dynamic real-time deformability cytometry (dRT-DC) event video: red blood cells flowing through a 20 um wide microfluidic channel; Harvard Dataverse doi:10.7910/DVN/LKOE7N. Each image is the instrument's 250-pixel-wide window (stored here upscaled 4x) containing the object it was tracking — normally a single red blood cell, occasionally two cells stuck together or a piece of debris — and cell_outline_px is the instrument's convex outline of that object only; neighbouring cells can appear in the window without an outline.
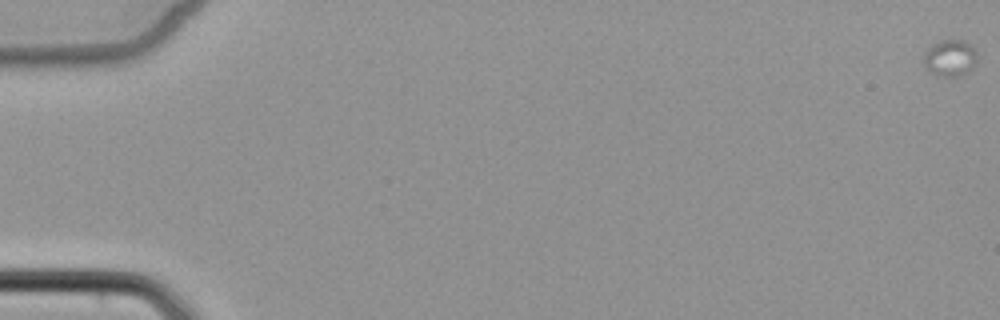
{"species": "common noctule bat (a hibernating species)", "species_latin": "Nyctalus noctula", "temperature_condition": "cold", "stored_images_in_passage": 4, "camera_frame_rate_fps": 3000, "um_per_image_px": 0.085, "animal": {"sex": "female", "body_mass_g": 22.7, "forearm_length_mm": 54.2}, "frame": {"image": 1, "passage_image": 1, "time_ms": 0.0, "image_size_px": [1000, 320], "cell_outline_px": [[976, 60], [972, 68], [968, 72], [960, 76], [936, 76], [928, 68], [924, 60], [924, 52], [932, 44], [940, 40], [964, 40], [976, 48]], "centroid_in_image_um": [80.78, 4.91], "position_along_channel_um": 4.2, "area_um2": 11.39}}